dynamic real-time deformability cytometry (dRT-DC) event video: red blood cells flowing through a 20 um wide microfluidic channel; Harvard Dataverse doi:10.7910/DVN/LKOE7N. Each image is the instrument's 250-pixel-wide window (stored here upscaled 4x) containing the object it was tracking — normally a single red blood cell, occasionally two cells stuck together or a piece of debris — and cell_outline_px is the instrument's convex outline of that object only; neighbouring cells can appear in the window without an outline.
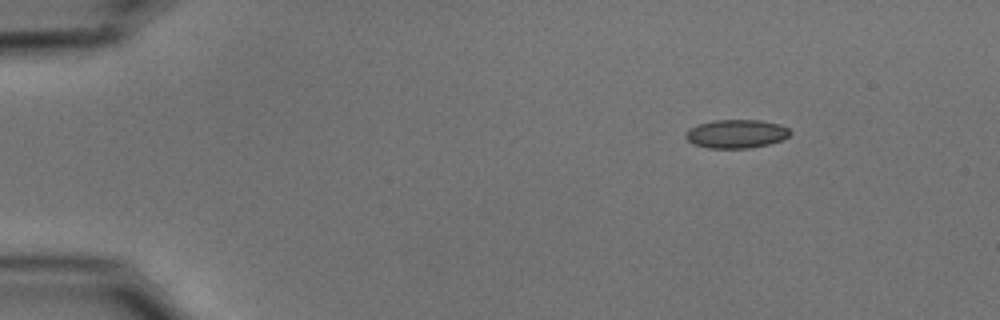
{"species": "common noctule bat (a hibernating species)", "species_latin": "Nyctalus noctula", "temperature_condition": "cold", "stored_images_in_passage": 47, "camera_frame_rate_fps": 3000, "um_per_image_px": 0.085, "animal": {"sex": "male", "body_mass_g": 15.6}, "frame": {"image": 1, "passage_image": 1, "time_ms": 0.0, "image_size_px": [1000, 320], "cell_outline_px": [[792, 132], [788, 136], [780, 140], [768, 144], [748, 148], [708, 148], [692, 144], [684, 136], [684, 132], [688, 128], [696, 124], [712, 120], [760, 120], [780, 124], [788, 128]], "centroid_in_image_um": [62.52, 11.36], "position_along_channel_um": 22.5, "area_um2": 17.57}}
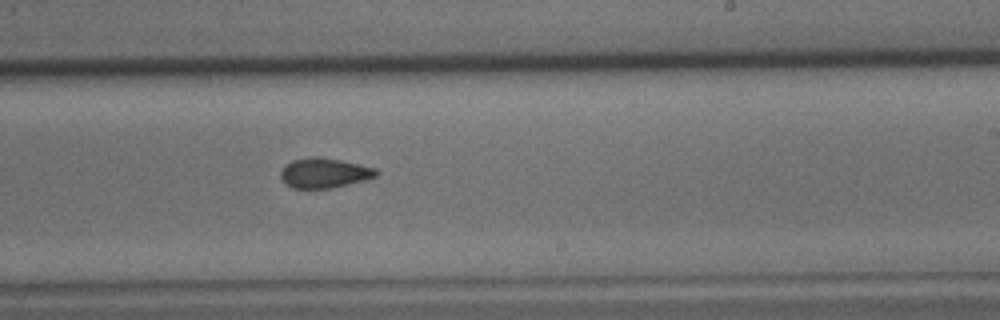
{"frame": {"image": 2, "passage_image": 27, "time_ms": 8.667, "image_size_px": [1000, 320], "cell_outline_px": [[380, 172], [376, 176], [364, 180], [332, 188], [292, 188], [284, 184], [280, 180], [280, 172], [292, 160], [312, 156], [316, 156], [340, 160], [376, 168]], "centroid_in_image_um": [27.54, 14.71], "position_along_channel_um": 261.5, "area_um2": 16.65}}
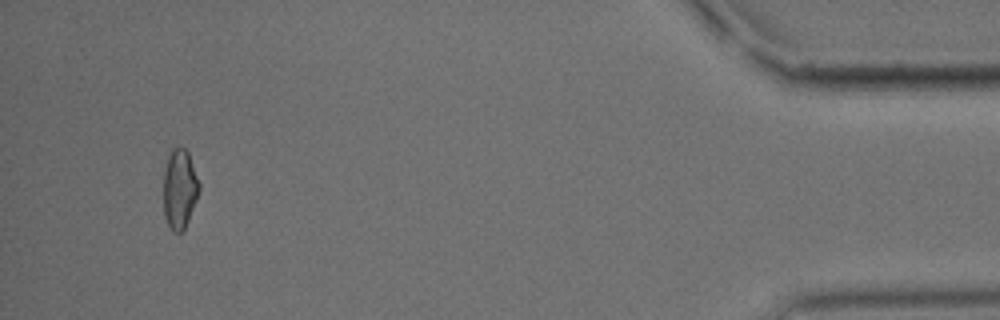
{"frame": {"image": 3, "passage_image": 45, "time_ms": 14.667, "image_size_px": [1000, 320], "cell_outline_px": [[200, 188], [196, 200], [188, 220], [184, 228], [180, 232], [172, 232], [164, 216], [164, 168], [168, 152], [172, 148], [184, 148], [188, 152], [200, 184]], "centroid_in_image_um": [15.25, 16.03], "position_along_channel_um": 419.9, "area_um2": 16.53}, "authors_computed_cell_mechanics": {"area_um2": 16.9932, "velocity_mm_per_s": 3.7542, "shape_relaxation_time_tau1_ms": null, "shape_relaxation_time_tau2_ms": 2.7074, "deformation_change_tau1": null, "deformation_change_tau2": 0.07}}